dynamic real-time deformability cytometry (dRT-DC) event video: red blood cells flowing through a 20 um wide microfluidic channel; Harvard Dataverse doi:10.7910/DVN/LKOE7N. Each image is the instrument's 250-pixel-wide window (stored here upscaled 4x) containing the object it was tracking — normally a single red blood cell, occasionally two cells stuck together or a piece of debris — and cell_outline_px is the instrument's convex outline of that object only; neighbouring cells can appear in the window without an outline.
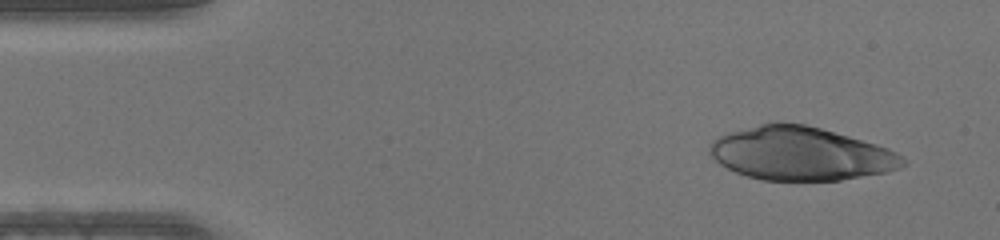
{"species": "human", "species_latin": "Homo sapiens", "temperature_condition": "warm", "stored_images_in_passage": 43, "camera_frame_rate_fps": 3000, "um_per_image_px": 0.085, "donor": {"sex": "male"}, "frame": {"image": 1, "passage_image": 1, "time_ms": 0.0, "image_size_px": [1000, 240], "cell_outline_px": [[908, 164], [900, 168], [884, 172], [840, 180], [764, 180], [748, 176], [736, 172], [720, 164], [708, 152], [708, 144], [712, 140], [728, 132], [760, 124], [804, 124], [820, 128], [876, 144], [888, 148], [904, 156]], "centroid_in_image_um": [68.06, 13.07], "position_along_channel_um": 16.9, "area_um2": 59.53}}